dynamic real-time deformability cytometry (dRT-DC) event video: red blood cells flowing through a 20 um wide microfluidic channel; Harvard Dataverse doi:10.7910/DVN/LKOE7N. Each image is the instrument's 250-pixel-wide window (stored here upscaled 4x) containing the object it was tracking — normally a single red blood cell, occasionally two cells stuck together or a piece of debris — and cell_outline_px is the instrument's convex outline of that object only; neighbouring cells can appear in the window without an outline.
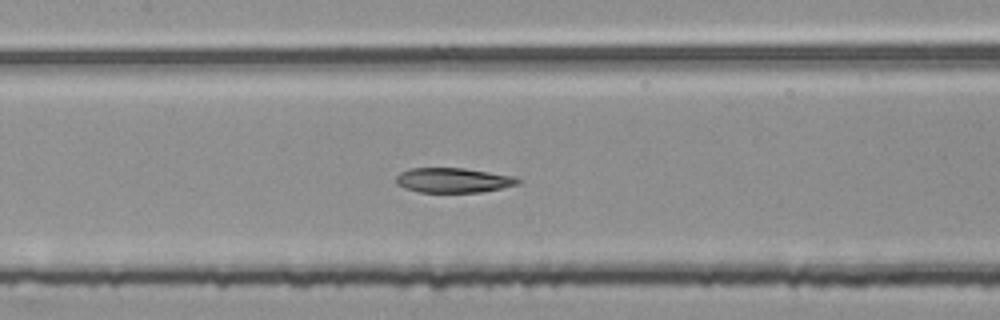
{"species": "common noctule bat (a hibernating species)", "species_latin": "Nyctalus noctula", "temperature_condition": "room temperature", "stored_images_in_passage": 52, "segment_of_instrument_passage": [2, 2], "camera_frame_rate_fps": 3000, "um_per_image_px": 0.085, "animal": {"sex": "female", "body_mass_g": 25.1}, "frame": {"image": 1, "passage_image": 25, "time_ms": 8.0, "image_size_px": [1000, 320], "cell_outline_px": [[520, 180], [516, 184], [500, 188], [480, 192], [420, 192], [404, 188], [396, 184], [396, 176], [400, 172], [408, 168], [464, 168], [516, 176]], "centroid_in_image_um": [38.48, 15.31], "position_along_channel_um": 168.9, "area_um2": 17.57}}
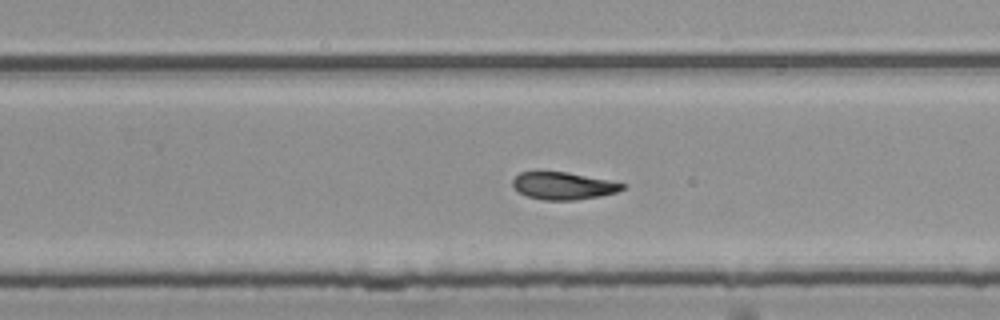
{"frame": {"image": 2, "passage_image": 34, "time_ms": 11.0, "image_size_px": [1000, 320], "cell_outline_px": [[628, 184], [624, 188], [616, 192], [600, 196], [576, 200], [544, 200], [528, 196], [520, 192], [512, 184], [512, 180], [520, 172], [568, 172]], "centroid_in_image_um": [47.91, 15.79], "position_along_channel_um": 281.9, "area_um2": 17.34}}
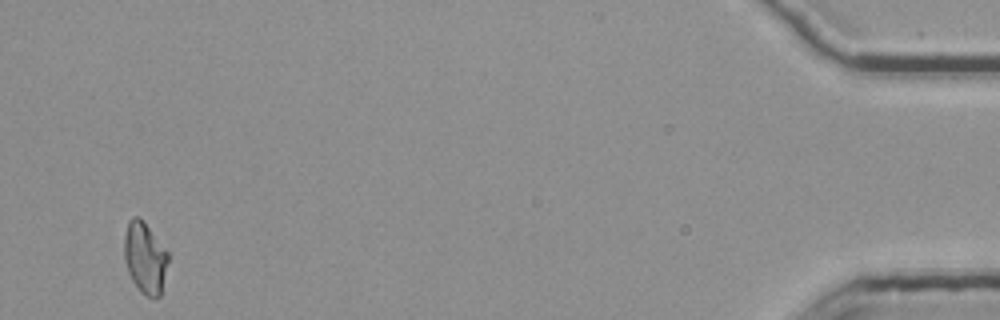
{"frame": {"image": 3, "passage_image": 52, "time_ms": 17.0, "image_size_px": [1000, 320], "cell_outline_px": [[168, 260], [160, 296], [156, 300], [152, 300], [140, 292], [132, 280], [128, 272], [124, 260], [124, 236], [128, 220], [132, 216], [140, 216], [168, 252]], "centroid_in_image_um": [12.3, 21.92], "position_along_channel_um": 422.9, "area_um2": 18.5}}